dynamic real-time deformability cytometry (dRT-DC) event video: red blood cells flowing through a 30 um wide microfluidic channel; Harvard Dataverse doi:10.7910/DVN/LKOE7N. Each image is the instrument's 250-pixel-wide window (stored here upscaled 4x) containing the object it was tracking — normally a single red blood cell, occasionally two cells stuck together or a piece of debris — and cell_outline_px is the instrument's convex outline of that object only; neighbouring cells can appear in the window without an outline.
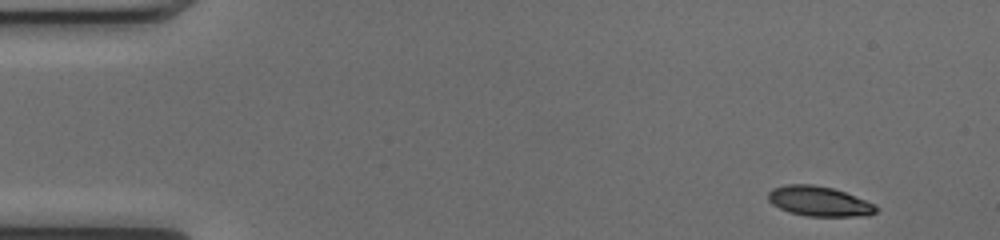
{"species": "common noctule bat (a hibernating species)", "species_latin": "Nyctalus noctula", "temperature_condition": "cold", "stored_images_in_passage": 48, "camera_frame_rate_fps": 3000, "um_per_image_px": 0.085, "animal": {"sex": "female", "body_mass_g": 17.0, "forearm_length_mm": 48.0}, "frame": {"image": 1, "passage_image": 1, "time_ms": 0.0, "image_size_px": [1000, 240], "cell_outline_px": [[880, 208], [876, 212], [868, 216], [808, 216], [788, 212], [772, 204], [768, 200], [768, 192], [772, 188], [788, 184], [812, 184], [832, 188], [844, 192], [876, 204]], "centroid_in_image_um": [69.64, 17.11], "position_along_channel_um": 15.4, "area_um2": 18.9}}
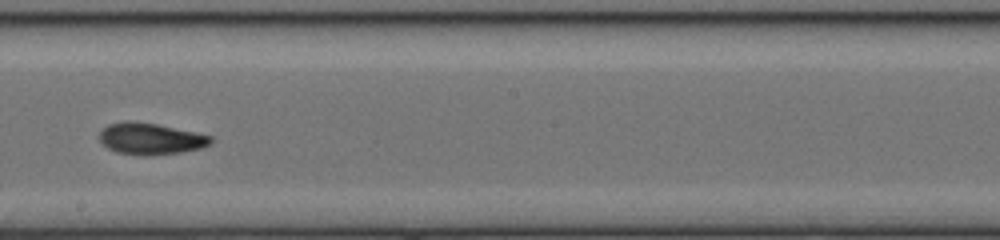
{"frame": {"image": 2, "passage_image": 26, "time_ms": 8.333, "image_size_px": [1000, 240], "cell_outline_px": [[212, 144], [200, 148], [180, 152], [116, 152], [108, 148], [100, 140], [100, 132], [108, 124], [128, 120], [156, 124], [196, 132], [212, 136]], "centroid_in_image_um": [12.82, 11.73], "position_along_channel_um": 235.4, "area_um2": 19.42}}
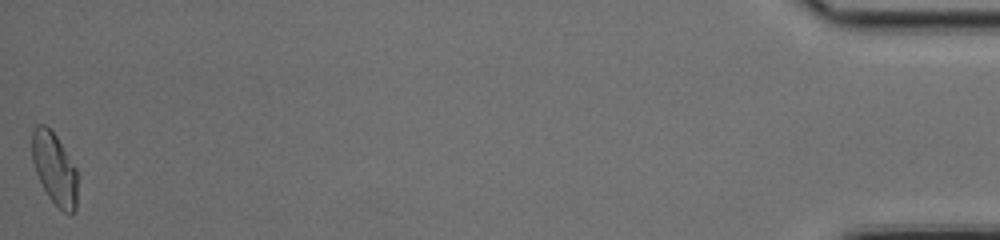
{"frame": {"image": 3, "passage_image": 48, "time_ms": 15.667, "image_size_px": [1000, 240], "cell_outline_px": [[76, 208], [68, 216], [48, 196], [36, 172], [32, 160], [32, 132], [36, 124], [44, 124], [56, 136], [76, 168]], "centroid_in_image_um": [4.62, 14.32], "position_along_channel_um": 430.6, "area_um2": 18.67}, "authors_computed_cell_mechanics": {"area_um2": 19.5942, "velocity_mm_per_s": 4.0504, "shape_relaxation_time_tau1_ms": null, "shape_relaxation_time_tau2_ms": 3.5721, "deformation_change_tau1": null, "deformation_change_tau2": 0.0793}}